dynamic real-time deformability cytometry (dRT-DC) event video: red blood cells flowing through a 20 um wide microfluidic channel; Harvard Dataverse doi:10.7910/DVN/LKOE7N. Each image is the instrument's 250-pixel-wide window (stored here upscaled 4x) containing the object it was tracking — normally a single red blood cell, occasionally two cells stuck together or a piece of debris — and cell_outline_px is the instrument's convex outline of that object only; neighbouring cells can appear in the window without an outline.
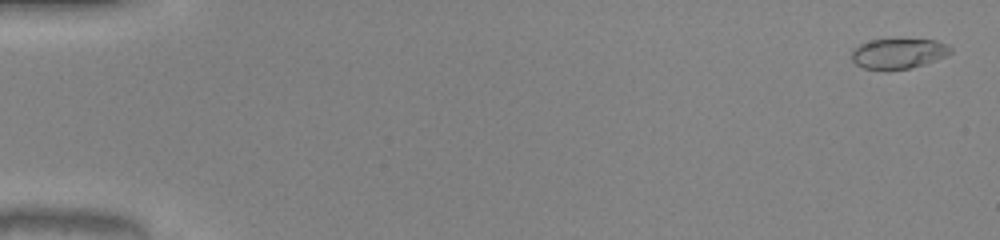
{"species": "common noctule bat (a hibernating species)", "species_latin": "Nyctalus noctula", "temperature_condition": "warm", "stored_images_in_passage": 52, "camera_frame_rate_fps": 3000, "um_per_image_px": 0.085, "animal": {"sex": "male", "body_mass_g": 20.0, "forearm_length_mm": 53.3}, "frame": {"image": 1, "passage_image": 2, "time_ms": 0.333, "image_size_px": [1000, 240], "cell_outline_px": [[952, 52], [944, 56], [924, 64], [908, 68], [888, 72], [864, 68], [856, 64], [852, 60], [852, 48], [860, 44], [872, 40], [936, 40], [948, 44], [952, 48]], "centroid_in_image_um": [76.33, 4.57], "position_along_channel_um": 8.7, "area_um2": 17.51}}
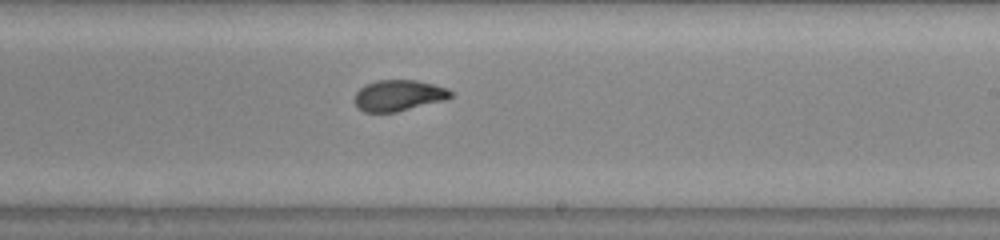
{"frame": {"image": 2, "passage_image": 32, "time_ms": 10.333, "image_size_px": [1000, 240], "cell_outline_px": [[452, 96], [448, 100], [396, 112], [364, 112], [356, 108], [356, 92], [364, 84], [376, 80], [416, 80], [448, 88], [452, 92]], "centroid_in_image_um": [33.9, 8.12], "position_along_channel_um": 255.1, "area_um2": 17.57}}
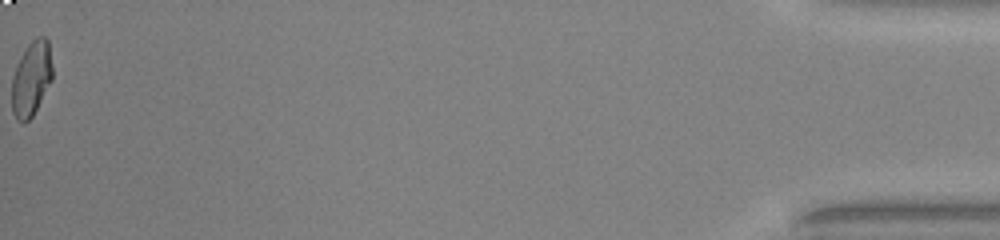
{"frame": {"image": 3, "passage_image": 52, "time_ms": 17.0, "image_size_px": [1000, 240], "cell_outline_px": [[52, 80], [32, 116], [24, 124], [16, 120], [12, 112], [12, 76], [16, 64], [20, 56], [28, 44], [36, 36], [44, 36], [48, 40], [52, 64]], "centroid_in_image_um": [2.65, 6.67], "position_along_channel_um": 432.5, "area_um2": 17.86}, "authors_computed_cell_mechanics": {"area_um2": 17.8602, "velocity_mm_per_s": 4.1028, "shape_relaxation_time_tau1_ms": 6.0959, "shape_relaxation_time_tau2_ms": 0.8248, "deformation_change_tau1": 0.2409, "deformation_change_tau2": 0.0676}}